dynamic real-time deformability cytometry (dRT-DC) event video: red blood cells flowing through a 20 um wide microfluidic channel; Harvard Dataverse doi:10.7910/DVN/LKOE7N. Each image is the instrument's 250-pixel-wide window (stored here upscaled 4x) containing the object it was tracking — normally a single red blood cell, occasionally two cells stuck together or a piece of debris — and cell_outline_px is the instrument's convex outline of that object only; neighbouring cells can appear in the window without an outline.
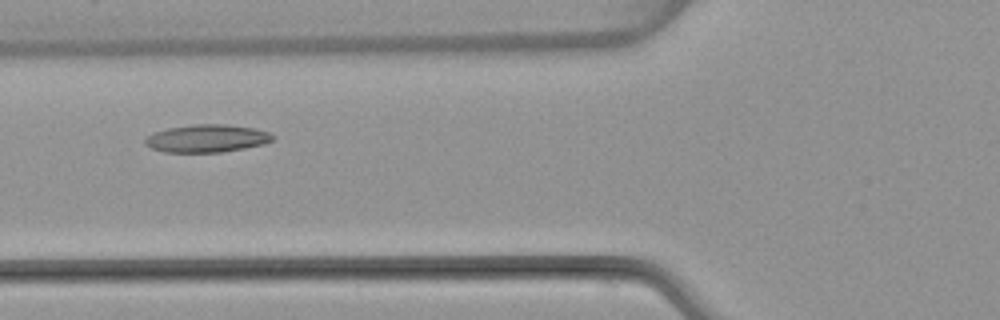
{"species": "common noctule bat (a hibernating species)", "species_latin": "Nyctalus noctula", "temperature_condition": "warm", "stored_images_in_passage": 5, "camera_frame_rate_fps": 3000, "um_per_image_px": 0.085, "animal": {"sex": "female", "body_mass_g": 22.7, "forearm_length_mm": 54.2}, "frame": {"image": 1, "passage_image": 4, "time_ms": 4.667, "image_size_px": [1000, 320], "cell_outline_px": [[276, 136], [272, 140], [264, 144], [224, 152], [164, 152], [152, 148], [144, 144], [144, 140], [152, 132], [168, 128], [192, 124], [224, 124], [256, 128], [268, 132]], "centroid_in_image_um": [17.58, 11.76], "position_along_channel_um": 108.2, "area_um2": 20.75}}
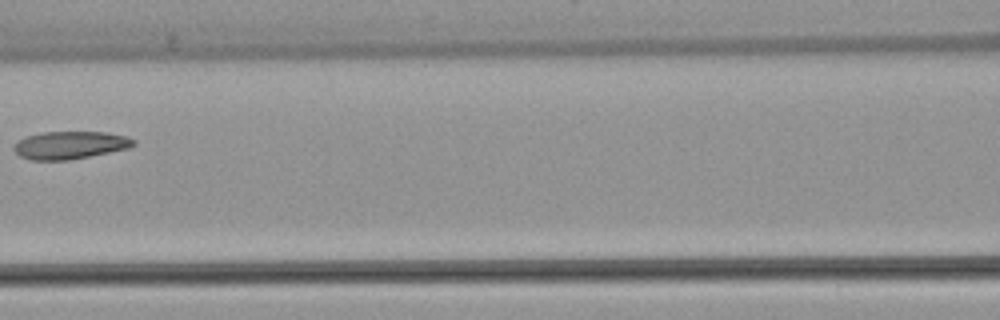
{"frame": {"image": 2, "passage_image": 5, "time_ms": 6.0, "image_size_px": [1000, 320], "cell_outline_px": [[136, 144], [128, 148], [68, 160], [28, 160], [20, 156], [12, 148], [20, 140], [28, 136], [44, 132], [108, 132], [124, 136], [136, 140]], "centroid_in_image_um": [5.96, 12.33], "position_along_channel_um": 160.6, "area_um2": 19.07}}